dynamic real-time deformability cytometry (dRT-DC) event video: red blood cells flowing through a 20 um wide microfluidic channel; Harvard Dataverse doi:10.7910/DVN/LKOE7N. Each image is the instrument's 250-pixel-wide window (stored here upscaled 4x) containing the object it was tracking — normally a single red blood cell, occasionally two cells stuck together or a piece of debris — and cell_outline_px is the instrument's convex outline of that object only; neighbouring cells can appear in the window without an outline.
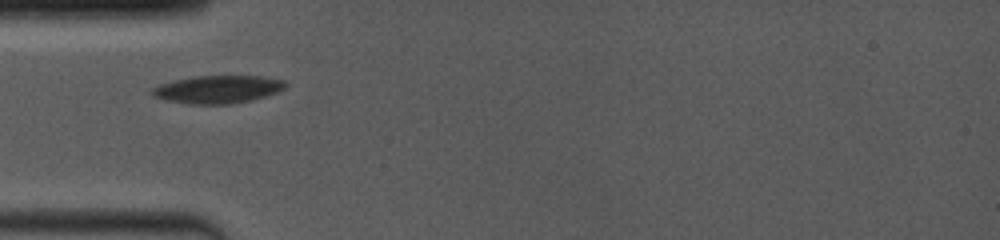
{"species": "common noctule bat (a hibernating species)", "species_latin": "Nyctalus noctula", "temperature_condition": "room temperature", "stored_images_in_passage": 4, "camera_frame_rate_fps": 4000, "um_per_image_px": 0.085, "animal": {"sex": "female", "body_mass_g": 19.0, "forearm_length_mm": 53.3}, "frame": {"image": 1, "passage_image": 1, "time_ms": 0.0, "image_size_px": [1000, 240], "cell_outline_px": [[288, 84], [284, 88], [276, 92], [252, 100], [232, 104], [188, 104], [164, 100], [152, 96], [148, 92], [148, 88], [172, 80], [196, 76], [260, 76], [284, 80]], "centroid_in_image_um": [18.42, 7.6], "position_along_channel_um": 66.6, "area_um2": 21.91}}
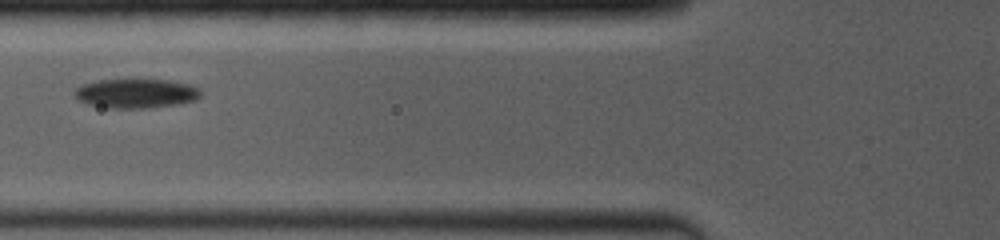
{"frame": {"image": 2, "passage_image": 2, "time_ms": 1.25, "image_size_px": [1000, 240], "cell_outline_px": [[200, 96], [196, 100], [180, 104], [148, 108], [108, 108], [88, 104], [80, 100], [72, 92], [80, 84], [100, 80], [168, 80], [188, 84], [200, 88]], "centroid_in_image_um": [11.56, 7.95], "position_along_channel_um": 114.2, "area_um2": 21.56}}
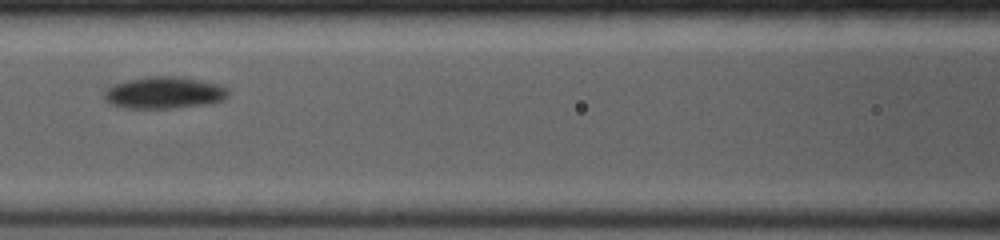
{"frame": {"image": 3, "passage_image": 3, "time_ms": 2.25, "image_size_px": [1000, 240], "cell_outline_px": [[228, 96], [224, 100], [212, 104], [172, 108], [124, 108], [112, 104], [104, 96], [104, 88], [128, 80], [148, 76], [176, 76], [200, 80], [216, 84], [228, 88]], "centroid_in_image_um": [13.98, 7.89], "position_along_channel_um": 152.6, "area_um2": 23.06}}